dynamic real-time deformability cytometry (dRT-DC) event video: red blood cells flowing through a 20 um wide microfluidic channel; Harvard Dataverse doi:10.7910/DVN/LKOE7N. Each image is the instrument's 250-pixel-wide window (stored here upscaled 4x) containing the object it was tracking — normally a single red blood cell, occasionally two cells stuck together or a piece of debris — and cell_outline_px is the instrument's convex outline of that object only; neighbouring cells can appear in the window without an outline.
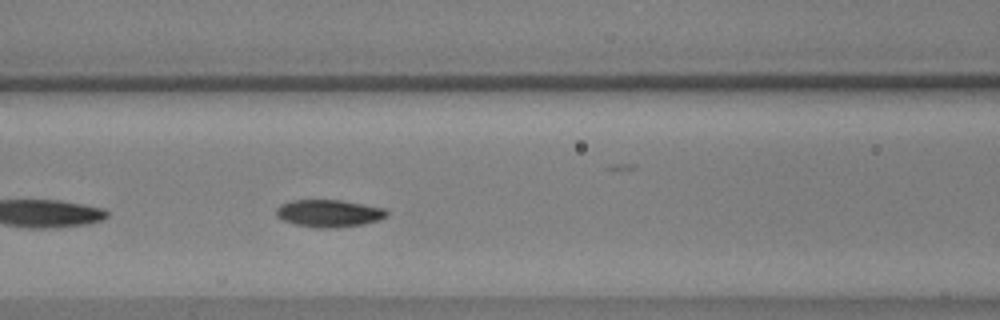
{"species": "common noctule bat (a hibernating species)", "species_latin": "Nyctalus noctula", "temperature_condition": "warm", "stored_images_in_passage": 16, "camera_frame_rate_fps": 3000, "um_per_image_px": 0.085, "animal": {"sex": "male", "body_mass_g": 17.9, "forearm_length_mm": 54.2}, "frame": {"image": 1, "passage_image": 8, "time_ms": 2.333, "image_size_px": [1000, 320], "cell_outline_px": [[388, 216], [380, 220], [364, 224], [336, 228], [316, 228], [296, 224], [284, 220], [276, 216], [276, 208], [280, 204], [292, 200], [340, 200], [384, 208], [388, 212]], "centroid_in_image_um": [27.97, 18.14], "position_along_channel_um": 138.6, "area_um2": 17.69}}